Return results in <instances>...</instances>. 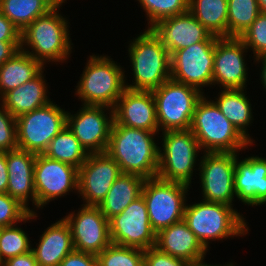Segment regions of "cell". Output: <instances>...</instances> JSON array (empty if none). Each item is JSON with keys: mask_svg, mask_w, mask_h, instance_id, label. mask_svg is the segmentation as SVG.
Masks as SVG:
<instances>
[{"mask_svg": "<svg viewBox=\"0 0 266 266\" xmlns=\"http://www.w3.org/2000/svg\"><path fill=\"white\" fill-rule=\"evenodd\" d=\"M159 131L125 127L113 122L106 153L120 166L122 173L144 179L157 177L159 146L154 136Z\"/></svg>", "mask_w": 266, "mask_h": 266, "instance_id": "cell-1", "label": "cell"}, {"mask_svg": "<svg viewBox=\"0 0 266 266\" xmlns=\"http://www.w3.org/2000/svg\"><path fill=\"white\" fill-rule=\"evenodd\" d=\"M65 1L61 0L48 13L36 18L21 32L20 50L28 53L43 66L46 62L62 63L67 60L73 48L68 21L58 11ZM26 46L32 51L26 49Z\"/></svg>", "mask_w": 266, "mask_h": 266, "instance_id": "cell-2", "label": "cell"}, {"mask_svg": "<svg viewBox=\"0 0 266 266\" xmlns=\"http://www.w3.org/2000/svg\"><path fill=\"white\" fill-rule=\"evenodd\" d=\"M189 129L204 152L237 153L252 145L205 95L195 106Z\"/></svg>", "mask_w": 266, "mask_h": 266, "instance_id": "cell-3", "label": "cell"}, {"mask_svg": "<svg viewBox=\"0 0 266 266\" xmlns=\"http://www.w3.org/2000/svg\"><path fill=\"white\" fill-rule=\"evenodd\" d=\"M134 83L126 88L152 91L171 79L170 54L151 29L133 39L128 48Z\"/></svg>", "mask_w": 266, "mask_h": 266, "instance_id": "cell-4", "label": "cell"}, {"mask_svg": "<svg viewBox=\"0 0 266 266\" xmlns=\"http://www.w3.org/2000/svg\"><path fill=\"white\" fill-rule=\"evenodd\" d=\"M201 201L185 205L183 220L207 250L209 240H222L248 233L245 218L233 206Z\"/></svg>", "mask_w": 266, "mask_h": 266, "instance_id": "cell-5", "label": "cell"}, {"mask_svg": "<svg viewBox=\"0 0 266 266\" xmlns=\"http://www.w3.org/2000/svg\"><path fill=\"white\" fill-rule=\"evenodd\" d=\"M124 72L112 58L105 55H91L75 92L78 99L84 102L81 106L114 108L126 89Z\"/></svg>", "mask_w": 266, "mask_h": 266, "instance_id": "cell-6", "label": "cell"}, {"mask_svg": "<svg viewBox=\"0 0 266 266\" xmlns=\"http://www.w3.org/2000/svg\"><path fill=\"white\" fill-rule=\"evenodd\" d=\"M162 149L159 147L157 177L191 186L193 169L201 149L193 132L168 130L162 132Z\"/></svg>", "mask_w": 266, "mask_h": 266, "instance_id": "cell-7", "label": "cell"}, {"mask_svg": "<svg viewBox=\"0 0 266 266\" xmlns=\"http://www.w3.org/2000/svg\"><path fill=\"white\" fill-rule=\"evenodd\" d=\"M159 131L188 130L195 106L203 96L198 89L169 79L152 90Z\"/></svg>", "mask_w": 266, "mask_h": 266, "instance_id": "cell-8", "label": "cell"}, {"mask_svg": "<svg viewBox=\"0 0 266 266\" xmlns=\"http://www.w3.org/2000/svg\"><path fill=\"white\" fill-rule=\"evenodd\" d=\"M189 188L188 185L159 177L145 179L142 196L151 227L156 233L183 220Z\"/></svg>", "mask_w": 266, "mask_h": 266, "instance_id": "cell-9", "label": "cell"}, {"mask_svg": "<svg viewBox=\"0 0 266 266\" xmlns=\"http://www.w3.org/2000/svg\"><path fill=\"white\" fill-rule=\"evenodd\" d=\"M67 125V111L49 104L16 118L18 148L43 154L51 140Z\"/></svg>", "mask_w": 266, "mask_h": 266, "instance_id": "cell-10", "label": "cell"}, {"mask_svg": "<svg viewBox=\"0 0 266 266\" xmlns=\"http://www.w3.org/2000/svg\"><path fill=\"white\" fill-rule=\"evenodd\" d=\"M198 170L204 201L232 206L235 194L234 175L237 154L233 152H203Z\"/></svg>", "mask_w": 266, "mask_h": 266, "instance_id": "cell-11", "label": "cell"}, {"mask_svg": "<svg viewBox=\"0 0 266 266\" xmlns=\"http://www.w3.org/2000/svg\"><path fill=\"white\" fill-rule=\"evenodd\" d=\"M216 42H198L175 51L170 56L171 79L192 86L213 85L214 51Z\"/></svg>", "mask_w": 266, "mask_h": 266, "instance_id": "cell-12", "label": "cell"}, {"mask_svg": "<svg viewBox=\"0 0 266 266\" xmlns=\"http://www.w3.org/2000/svg\"><path fill=\"white\" fill-rule=\"evenodd\" d=\"M113 244L147 250L156 245V232L152 229L143 196L132 201L122 213L109 220Z\"/></svg>", "mask_w": 266, "mask_h": 266, "instance_id": "cell-13", "label": "cell"}, {"mask_svg": "<svg viewBox=\"0 0 266 266\" xmlns=\"http://www.w3.org/2000/svg\"><path fill=\"white\" fill-rule=\"evenodd\" d=\"M113 122L114 110L107 106L83 105L74 115L67 112V127L88 153L106 152Z\"/></svg>", "mask_w": 266, "mask_h": 266, "instance_id": "cell-14", "label": "cell"}, {"mask_svg": "<svg viewBox=\"0 0 266 266\" xmlns=\"http://www.w3.org/2000/svg\"><path fill=\"white\" fill-rule=\"evenodd\" d=\"M78 177L77 167L51 159L44 154H36L34 165L36 208L40 209L72 189L78 192Z\"/></svg>", "mask_w": 266, "mask_h": 266, "instance_id": "cell-15", "label": "cell"}, {"mask_svg": "<svg viewBox=\"0 0 266 266\" xmlns=\"http://www.w3.org/2000/svg\"><path fill=\"white\" fill-rule=\"evenodd\" d=\"M83 206L65 216L69 224L74 250L98 255L111 242L109 220L101 213L98 206Z\"/></svg>", "mask_w": 266, "mask_h": 266, "instance_id": "cell-16", "label": "cell"}, {"mask_svg": "<svg viewBox=\"0 0 266 266\" xmlns=\"http://www.w3.org/2000/svg\"><path fill=\"white\" fill-rule=\"evenodd\" d=\"M121 174L119 164L106 152L89 153L79 168L78 192L83 205L98 206Z\"/></svg>", "mask_w": 266, "mask_h": 266, "instance_id": "cell-17", "label": "cell"}, {"mask_svg": "<svg viewBox=\"0 0 266 266\" xmlns=\"http://www.w3.org/2000/svg\"><path fill=\"white\" fill-rule=\"evenodd\" d=\"M247 47L240 38H217L214 51L213 85L222 89H245L247 87V66L244 52ZM246 85V86H245Z\"/></svg>", "mask_w": 266, "mask_h": 266, "instance_id": "cell-18", "label": "cell"}, {"mask_svg": "<svg viewBox=\"0 0 266 266\" xmlns=\"http://www.w3.org/2000/svg\"><path fill=\"white\" fill-rule=\"evenodd\" d=\"M150 29L167 48L170 56L179 49L198 42H216L218 38L212 35L190 11L162 19Z\"/></svg>", "mask_w": 266, "mask_h": 266, "instance_id": "cell-19", "label": "cell"}, {"mask_svg": "<svg viewBox=\"0 0 266 266\" xmlns=\"http://www.w3.org/2000/svg\"><path fill=\"white\" fill-rule=\"evenodd\" d=\"M113 110L114 121L119 125L159 131L156 103L152 91L126 88Z\"/></svg>", "mask_w": 266, "mask_h": 266, "instance_id": "cell-20", "label": "cell"}, {"mask_svg": "<svg viewBox=\"0 0 266 266\" xmlns=\"http://www.w3.org/2000/svg\"><path fill=\"white\" fill-rule=\"evenodd\" d=\"M36 154L16 148L6 152V164L8 171L7 194L17 199L30 212L28 199L36 206V192L34 184V165Z\"/></svg>", "mask_w": 266, "mask_h": 266, "instance_id": "cell-21", "label": "cell"}, {"mask_svg": "<svg viewBox=\"0 0 266 266\" xmlns=\"http://www.w3.org/2000/svg\"><path fill=\"white\" fill-rule=\"evenodd\" d=\"M236 197L248 206L266 204V158L251 156L235 160Z\"/></svg>", "mask_w": 266, "mask_h": 266, "instance_id": "cell-22", "label": "cell"}, {"mask_svg": "<svg viewBox=\"0 0 266 266\" xmlns=\"http://www.w3.org/2000/svg\"><path fill=\"white\" fill-rule=\"evenodd\" d=\"M160 251L182 258L193 266L205 263L207 249L187 226L184 220L160 230L156 234V245Z\"/></svg>", "mask_w": 266, "mask_h": 266, "instance_id": "cell-23", "label": "cell"}, {"mask_svg": "<svg viewBox=\"0 0 266 266\" xmlns=\"http://www.w3.org/2000/svg\"><path fill=\"white\" fill-rule=\"evenodd\" d=\"M38 266H58L74 250L72 233L64 218L49 226L40 236L37 248H31Z\"/></svg>", "mask_w": 266, "mask_h": 266, "instance_id": "cell-24", "label": "cell"}, {"mask_svg": "<svg viewBox=\"0 0 266 266\" xmlns=\"http://www.w3.org/2000/svg\"><path fill=\"white\" fill-rule=\"evenodd\" d=\"M43 70L32 80L6 92L0 99L9 113L16 119L19 116L41 108L51 102L47 96V84ZM49 98V99H48Z\"/></svg>", "mask_w": 266, "mask_h": 266, "instance_id": "cell-25", "label": "cell"}, {"mask_svg": "<svg viewBox=\"0 0 266 266\" xmlns=\"http://www.w3.org/2000/svg\"><path fill=\"white\" fill-rule=\"evenodd\" d=\"M144 182L145 179L141 176L122 173L98 205L101 213L108 220L122 213L132 201L142 195Z\"/></svg>", "mask_w": 266, "mask_h": 266, "instance_id": "cell-26", "label": "cell"}, {"mask_svg": "<svg viewBox=\"0 0 266 266\" xmlns=\"http://www.w3.org/2000/svg\"><path fill=\"white\" fill-rule=\"evenodd\" d=\"M44 66L28 53L18 50L0 66V98L11 89L35 78Z\"/></svg>", "mask_w": 266, "mask_h": 266, "instance_id": "cell-27", "label": "cell"}, {"mask_svg": "<svg viewBox=\"0 0 266 266\" xmlns=\"http://www.w3.org/2000/svg\"><path fill=\"white\" fill-rule=\"evenodd\" d=\"M249 100L244 89H224L221 90L220 95L214 102L236 129L253 143V139L246 131L247 126L249 127V124L253 123L252 104Z\"/></svg>", "mask_w": 266, "mask_h": 266, "instance_id": "cell-28", "label": "cell"}, {"mask_svg": "<svg viewBox=\"0 0 266 266\" xmlns=\"http://www.w3.org/2000/svg\"><path fill=\"white\" fill-rule=\"evenodd\" d=\"M61 0H0V11L22 32Z\"/></svg>", "mask_w": 266, "mask_h": 266, "instance_id": "cell-29", "label": "cell"}, {"mask_svg": "<svg viewBox=\"0 0 266 266\" xmlns=\"http://www.w3.org/2000/svg\"><path fill=\"white\" fill-rule=\"evenodd\" d=\"M189 11L212 35L227 37V0H189Z\"/></svg>", "mask_w": 266, "mask_h": 266, "instance_id": "cell-30", "label": "cell"}, {"mask_svg": "<svg viewBox=\"0 0 266 266\" xmlns=\"http://www.w3.org/2000/svg\"><path fill=\"white\" fill-rule=\"evenodd\" d=\"M43 154L78 169L89 155L67 125L51 140Z\"/></svg>", "mask_w": 266, "mask_h": 266, "instance_id": "cell-31", "label": "cell"}, {"mask_svg": "<svg viewBox=\"0 0 266 266\" xmlns=\"http://www.w3.org/2000/svg\"><path fill=\"white\" fill-rule=\"evenodd\" d=\"M227 37L239 38L260 14L257 0H227Z\"/></svg>", "mask_w": 266, "mask_h": 266, "instance_id": "cell-32", "label": "cell"}, {"mask_svg": "<svg viewBox=\"0 0 266 266\" xmlns=\"http://www.w3.org/2000/svg\"><path fill=\"white\" fill-rule=\"evenodd\" d=\"M98 266H144V250L111 243L97 255Z\"/></svg>", "mask_w": 266, "mask_h": 266, "instance_id": "cell-33", "label": "cell"}, {"mask_svg": "<svg viewBox=\"0 0 266 266\" xmlns=\"http://www.w3.org/2000/svg\"><path fill=\"white\" fill-rule=\"evenodd\" d=\"M17 225L1 227L0 229V264L5 260L31 251V243Z\"/></svg>", "mask_w": 266, "mask_h": 266, "instance_id": "cell-34", "label": "cell"}, {"mask_svg": "<svg viewBox=\"0 0 266 266\" xmlns=\"http://www.w3.org/2000/svg\"><path fill=\"white\" fill-rule=\"evenodd\" d=\"M147 15L148 29L158 21L189 11V0H137ZM149 17V18H148ZM150 24V25H149Z\"/></svg>", "mask_w": 266, "mask_h": 266, "instance_id": "cell-35", "label": "cell"}, {"mask_svg": "<svg viewBox=\"0 0 266 266\" xmlns=\"http://www.w3.org/2000/svg\"><path fill=\"white\" fill-rule=\"evenodd\" d=\"M36 212H30L17 199L7 193H0V227L16 225L37 217Z\"/></svg>", "mask_w": 266, "mask_h": 266, "instance_id": "cell-36", "label": "cell"}, {"mask_svg": "<svg viewBox=\"0 0 266 266\" xmlns=\"http://www.w3.org/2000/svg\"><path fill=\"white\" fill-rule=\"evenodd\" d=\"M239 38L248 50L252 48L254 58L266 55V14L260 13Z\"/></svg>", "mask_w": 266, "mask_h": 266, "instance_id": "cell-37", "label": "cell"}, {"mask_svg": "<svg viewBox=\"0 0 266 266\" xmlns=\"http://www.w3.org/2000/svg\"><path fill=\"white\" fill-rule=\"evenodd\" d=\"M0 151L18 148L16 119L0 105Z\"/></svg>", "mask_w": 266, "mask_h": 266, "instance_id": "cell-38", "label": "cell"}, {"mask_svg": "<svg viewBox=\"0 0 266 266\" xmlns=\"http://www.w3.org/2000/svg\"><path fill=\"white\" fill-rule=\"evenodd\" d=\"M144 266H193L188 261L171 256L160 251L157 247L144 250Z\"/></svg>", "mask_w": 266, "mask_h": 266, "instance_id": "cell-39", "label": "cell"}, {"mask_svg": "<svg viewBox=\"0 0 266 266\" xmlns=\"http://www.w3.org/2000/svg\"><path fill=\"white\" fill-rule=\"evenodd\" d=\"M58 266H98V261L94 254L73 250Z\"/></svg>", "mask_w": 266, "mask_h": 266, "instance_id": "cell-40", "label": "cell"}, {"mask_svg": "<svg viewBox=\"0 0 266 266\" xmlns=\"http://www.w3.org/2000/svg\"><path fill=\"white\" fill-rule=\"evenodd\" d=\"M0 41H21V32L1 11Z\"/></svg>", "mask_w": 266, "mask_h": 266, "instance_id": "cell-41", "label": "cell"}, {"mask_svg": "<svg viewBox=\"0 0 266 266\" xmlns=\"http://www.w3.org/2000/svg\"><path fill=\"white\" fill-rule=\"evenodd\" d=\"M2 266H38L33 251L9 258L1 263Z\"/></svg>", "mask_w": 266, "mask_h": 266, "instance_id": "cell-42", "label": "cell"}, {"mask_svg": "<svg viewBox=\"0 0 266 266\" xmlns=\"http://www.w3.org/2000/svg\"><path fill=\"white\" fill-rule=\"evenodd\" d=\"M21 41H0V66L20 50Z\"/></svg>", "mask_w": 266, "mask_h": 266, "instance_id": "cell-43", "label": "cell"}, {"mask_svg": "<svg viewBox=\"0 0 266 266\" xmlns=\"http://www.w3.org/2000/svg\"><path fill=\"white\" fill-rule=\"evenodd\" d=\"M8 186V171L6 164V152L0 151V193H6Z\"/></svg>", "mask_w": 266, "mask_h": 266, "instance_id": "cell-44", "label": "cell"}, {"mask_svg": "<svg viewBox=\"0 0 266 266\" xmlns=\"http://www.w3.org/2000/svg\"><path fill=\"white\" fill-rule=\"evenodd\" d=\"M255 60H256L255 62H258V63L262 61L261 63L263 64V66L261 67L262 72H260L261 73L260 79H261L262 85L264 86L263 88L266 89V55L259 56L255 58Z\"/></svg>", "mask_w": 266, "mask_h": 266, "instance_id": "cell-45", "label": "cell"}, {"mask_svg": "<svg viewBox=\"0 0 266 266\" xmlns=\"http://www.w3.org/2000/svg\"><path fill=\"white\" fill-rule=\"evenodd\" d=\"M260 8V13L266 14V0H257Z\"/></svg>", "mask_w": 266, "mask_h": 266, "instance_id": "cell-46", "label": "cell"}, {"mask_svg": "<svg viewBox=\"0 0 266 266\" xmlns=\"http://www.w3.org/2000/svg\"><path fill=\"white\" fill-rule=\"evenodd\" d=\"M196 266H219V265H210V264L202 263V264H199V265H196ZM220 266H222V265H220ZM223 266H235V265H233V263H227V264H225Z\"/></svg>", "mask_w": 266, "mask_h": 266, "instance_id": "cell-47", "label": "cell"}]
</instances>
